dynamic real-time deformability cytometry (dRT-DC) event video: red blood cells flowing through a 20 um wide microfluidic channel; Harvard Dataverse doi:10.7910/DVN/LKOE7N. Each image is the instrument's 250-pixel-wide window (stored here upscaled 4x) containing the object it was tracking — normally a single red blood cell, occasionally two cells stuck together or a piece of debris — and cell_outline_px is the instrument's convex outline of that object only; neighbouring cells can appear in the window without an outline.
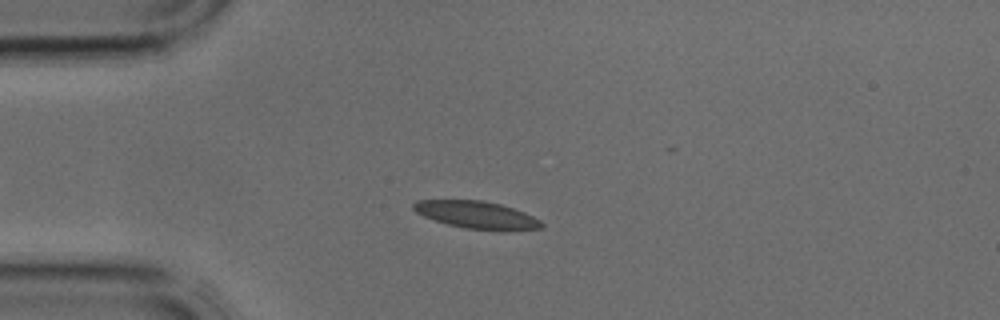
{"species": "common noctule bat (a hibernating species)", "species_latin": "Nyctalus noctula", "temperature_condition": "cold", "stored_images_in_passage": 3, "camera_frame_rate_fps": 3000, "um_per_image_px": 0.085, "animal": {"sex": "male", "body_mass_g": 17.9, "forearm_length_mm": 54.2}, "frame": {"image": 1, "passage_image": 2, "time_ms": 0.333, "image_size_px": [1000, 320], "cell_outline_px": [[544, 228], [504, 232], [464, 228], [448, 224], [424, 216], [416, 212], [412, 208], [412, 204], [416, 200], [480, 200], [500, 204], [524, 212], [540, 220], [544, 224]], "centroid_in_image_um": [40.57, 18.29], "position_along_channel_um": 44.4, "area_um2": 20.69}}
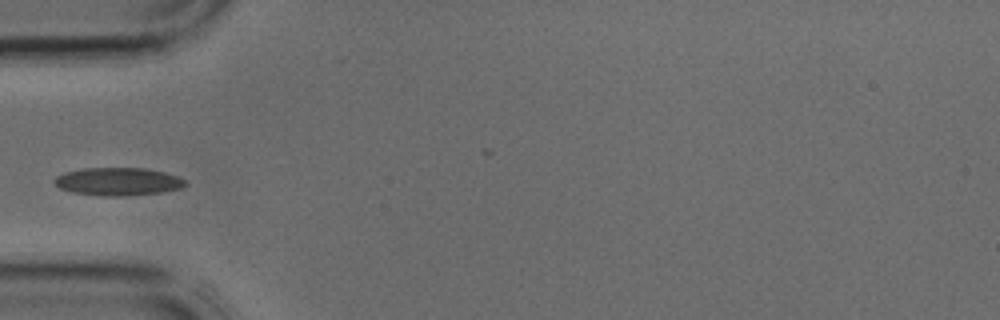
{"frame": {"image": 2, "passage_image": 3, "time_ms": 0.667, "image_size_px": [1000, 320], "cell_outline_px": [[188, 184], [180, 188], [160, 192], [124, 196], [100, 196], [72, 192], [60, 188], [52, 180], [56, 176], [64, 172], [84, 168], [144, 168], [164, 172], [180, 176]], "centroid_in_image_um": [10.02, 15.43], "position_along_channel_um": 75.0, "area_um2": 21.33}}